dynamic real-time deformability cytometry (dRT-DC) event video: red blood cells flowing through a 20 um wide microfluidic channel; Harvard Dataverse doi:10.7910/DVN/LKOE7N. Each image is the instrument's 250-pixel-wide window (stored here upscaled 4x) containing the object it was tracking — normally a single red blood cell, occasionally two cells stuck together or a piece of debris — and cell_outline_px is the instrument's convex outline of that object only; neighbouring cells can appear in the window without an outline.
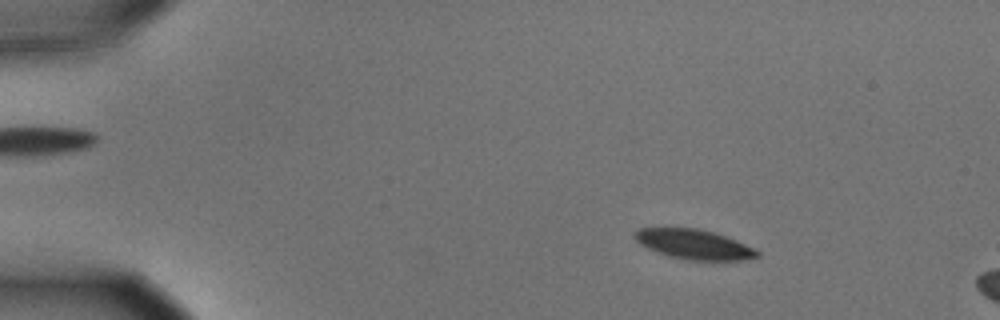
{"species": "common noctule bat (a hibernating species)", "species_latin": "Nyctalus noctula", "temperature_condition": "cold", "stored_images_in_passage": 14, "camera_frame_rate_fps": 3000, "um_per_image_px": 0.085, "animal": {"sex": "male", "body_mass_g": 15.6}, "frame": {"image": 1, "passage_image": 8, "time_ms": 2.333, "image_size_px": [1000, 320], "cell_outline_px": [[760, 256], [740, 260], [688, 260], [668, 256], [648, 248], [640, 244], [632, 236], [632, 232], [640, 228], [696, 228], [712, 232], [736, 240], [756, 248], [760, 252]], "centroid_in_image_um": [58.97, 20.77], "position_along_channel_um": 26.0, "area_um2": 21.21}}